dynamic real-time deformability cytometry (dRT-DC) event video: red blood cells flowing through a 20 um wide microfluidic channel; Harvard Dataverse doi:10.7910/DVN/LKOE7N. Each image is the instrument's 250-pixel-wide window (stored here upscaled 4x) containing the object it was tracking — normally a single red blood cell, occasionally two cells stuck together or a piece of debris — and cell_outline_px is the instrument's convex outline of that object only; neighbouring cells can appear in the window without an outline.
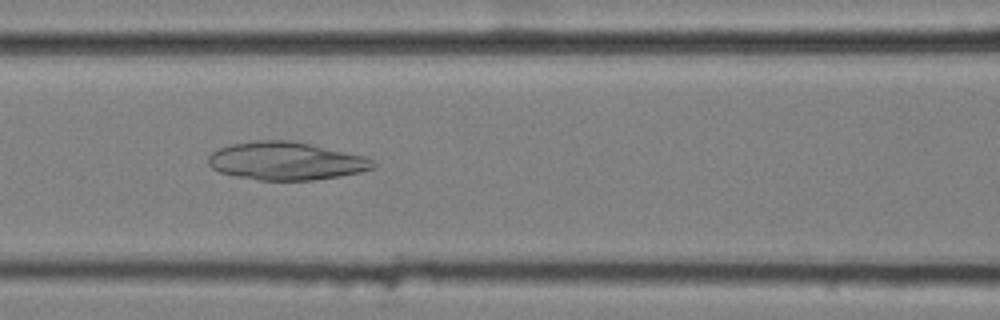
{"species": "common noctule bat (a hibernating species)", "species_latin": "Nyctalus noctula", "temperature_condition": "cold", "stored_images_in_passage": 8, "camera_frame_rate_fps": 3000, "um_per_image_px": 0.085, "animal": {"sex": "female", "body_mass_g": 25.1}, "frame": {"image": 1, "passage_image": 8, "time_ms": 2.333, "image_size_px": [1000, 320], "cell_outline_px": [[376, 168], [360, 172], [340, 176], [316, 180], [260, 180], [236, 176], [220, 172], [212, 168], [208, 164], [208, 156], [212, 152], [220, 148], [232, 144], [256, 140], [292, 140], [312, 144], [364, 156], [372, 160], [376, 164]], "centroid_in_image_um": [24.33, 13.68], "position_along_channel_um": 142.3, "area_um2": 36.59}}